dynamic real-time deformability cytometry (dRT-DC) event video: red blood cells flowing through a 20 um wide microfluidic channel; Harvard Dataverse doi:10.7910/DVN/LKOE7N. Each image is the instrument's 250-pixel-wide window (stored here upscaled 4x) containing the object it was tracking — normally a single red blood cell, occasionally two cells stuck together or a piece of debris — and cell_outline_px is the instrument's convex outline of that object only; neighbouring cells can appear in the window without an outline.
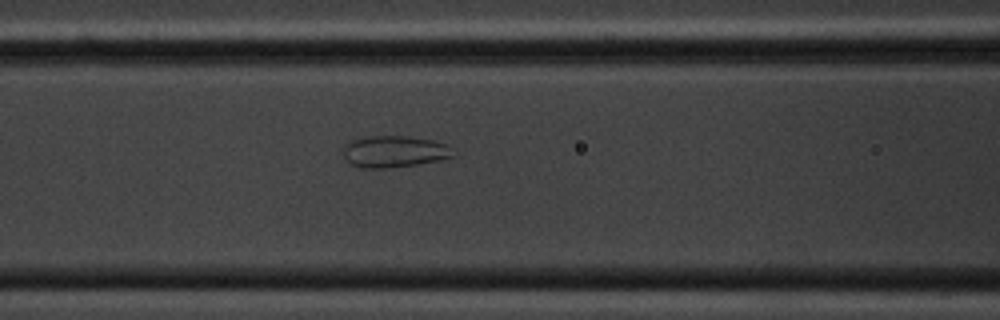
{"species": "common noctule bat (a hibernating species)", "species_latin": "Nyctalus noctula", "temperature_condition": "cold", "stored_images_in_passage": 8, "camera_frame_rate_fps": 3000, "um_per_image_px": 0.085, "animal": {"sex": "male", "body_mass_g": 20.1, "forearm_length_mm": 53.5}, "frame": {"image": 1, "passage_image": 8, "time_ms": 9.0, "image_size_px": [1000, 320], "cell_outline_px": [[452, 156], [436, 160], [416, 164], [384, 168], [360, 168], [352, 164], [344, 156], [344, 148], [352, 140], [372, 136], [404, 136], [432, 140], [444, 144]], "centroid_in_image_um": [33.43, 12.88], "position_along_channel_um": 133.2, "area_um2": 19.42}}